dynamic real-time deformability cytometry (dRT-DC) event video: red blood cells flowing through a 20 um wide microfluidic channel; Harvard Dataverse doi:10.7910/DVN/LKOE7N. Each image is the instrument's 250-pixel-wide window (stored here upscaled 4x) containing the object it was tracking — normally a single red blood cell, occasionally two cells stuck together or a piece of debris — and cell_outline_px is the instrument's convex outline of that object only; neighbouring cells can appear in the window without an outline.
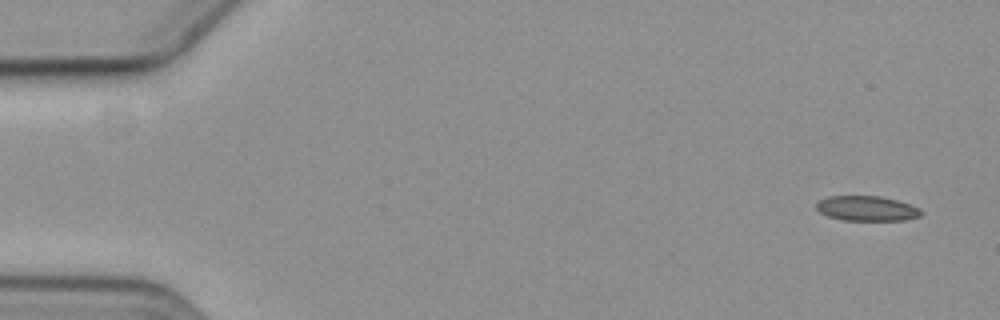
{"species": "common noctule bat (a hibernating species)", "species_latin": "Nyctalus noctula", "temperature_condition": "cold", "stored_images_in_passage": 4, "camera_frame_rate_fps": 3000, "um_per_image_px": 0.085, "animal": {"sex": "female", "body_mass_g": 19.3, "forearm_length_mm": 54.1}, "frame": {"image": 1, "passage_image": 1, "time_ms": 0.0, "image_size_px": [1000, 320], "cell_outline_px": [[924, 212], [920, 216], [904, 220], [844, 220], [828, 216], [820, 212], [816, 208], [816, 204], [820, 200], [828, 196], [880, 196], [896, 200], [920, 208]], "centroid_in_image_um": [73.69, 17.72], "position_along_channel_um": 11.3, "area_um2": 15.14}}